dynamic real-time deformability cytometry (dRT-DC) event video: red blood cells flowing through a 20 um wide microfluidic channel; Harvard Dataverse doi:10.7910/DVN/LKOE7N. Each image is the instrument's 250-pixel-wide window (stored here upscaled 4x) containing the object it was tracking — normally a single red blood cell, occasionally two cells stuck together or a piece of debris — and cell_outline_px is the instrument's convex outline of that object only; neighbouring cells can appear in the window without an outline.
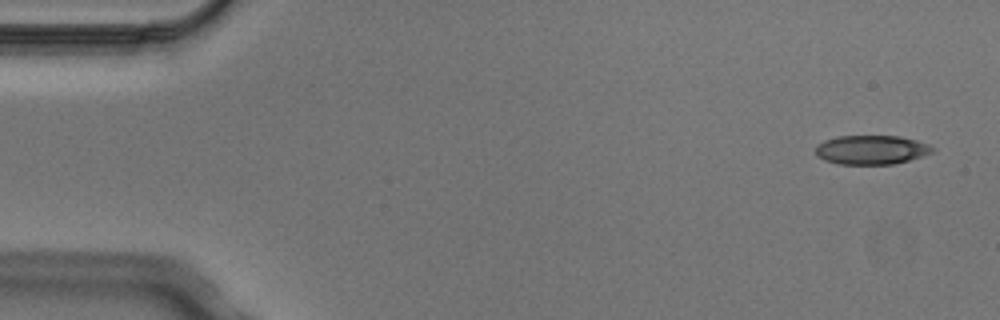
{"species": "Egyptian fruit bat (a non-hibernating species)", "species_latin": "Rousettus aegyptiacus", "temperature_condition": "cold", "stored_images_in_passage": 4, "camera_frame_rate_fps": 3000, "um_per_image_px": 0.085, "animal": {"sex": "male"}, "frame": {"image": 1, "passage_image": 1, "time_ms": 0.0, "image_size_px": [1000, 320], "cell_outline_px": [[936, 152], [908, 160], [892, 164], [840, 164], [816, 156], [816, 144], [824, 140], [836, 136], [900, 136], [916, 140], [928, 144], [936, 148]], "centroid_in_image_um": [74.1, 12.72], "position_along_channel_um": 10.9, "area_um2": 19.88}}
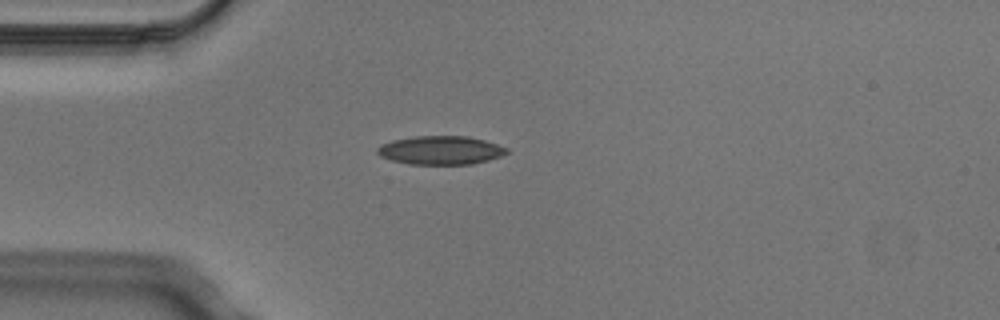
{"frame": {"image": 2, "passage_image": 4, "time_ms": 1.0, "image_size_px": [1000, 320], "cell_outline_px": [[512, 152], [488, 160], [472, 164], [408, 164], [392, 160], [380, 156], [376, 152], [376, 148], [380, 144], [392, 140], [416, 136], [468, 136], [484, 140], [508, 148]], "centroid_in_image_um": [37.45, 12.77], "position_along_channel_um": 47.5, "area_um2": 21.68}}